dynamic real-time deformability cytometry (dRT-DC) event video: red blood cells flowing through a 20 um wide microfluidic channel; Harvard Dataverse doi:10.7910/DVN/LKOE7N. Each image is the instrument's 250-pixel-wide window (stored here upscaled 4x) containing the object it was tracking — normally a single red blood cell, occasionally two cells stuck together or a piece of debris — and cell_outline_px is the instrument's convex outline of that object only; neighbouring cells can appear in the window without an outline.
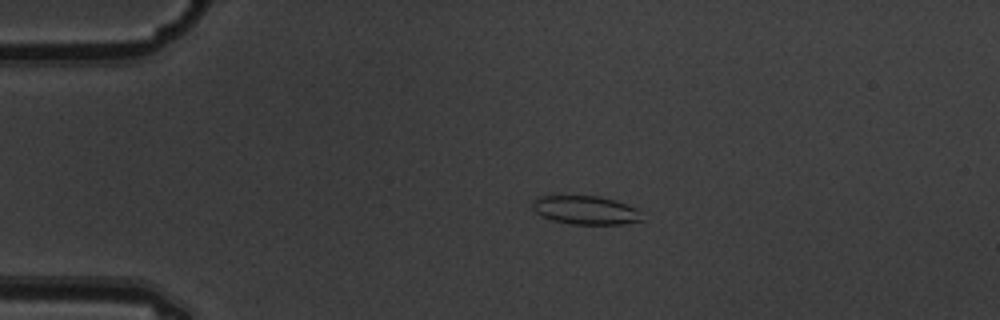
{"species": "common noctule bat (a hibernating species)", "species_latin": "Nyctalus noctula", "temperature_condition": "warm", "stored_images_in_passage": 4, "camera_frame_rate_fps": 3000, "um_per_image_px": 0.085, "animal": {"sex": "male", "body_mass_g": 19.5, "forearm_length_mm": 54.6}, "frame": {"image": 1, "passage_image": 3, "time_ms": 0.667, "image_size_px": [1000, 320], "cell_outline_px": [[644, 220], [624, 224], [572, 224], [552, 220], [536, 212], [532, 208], [532, 200], [540, 196], [596, 196], [616, 200], [640, 208]], "centroid_in_image_um": [49.85, 17.86], "position_along_channel_um": 35.2, "area_um2": 18.44}}